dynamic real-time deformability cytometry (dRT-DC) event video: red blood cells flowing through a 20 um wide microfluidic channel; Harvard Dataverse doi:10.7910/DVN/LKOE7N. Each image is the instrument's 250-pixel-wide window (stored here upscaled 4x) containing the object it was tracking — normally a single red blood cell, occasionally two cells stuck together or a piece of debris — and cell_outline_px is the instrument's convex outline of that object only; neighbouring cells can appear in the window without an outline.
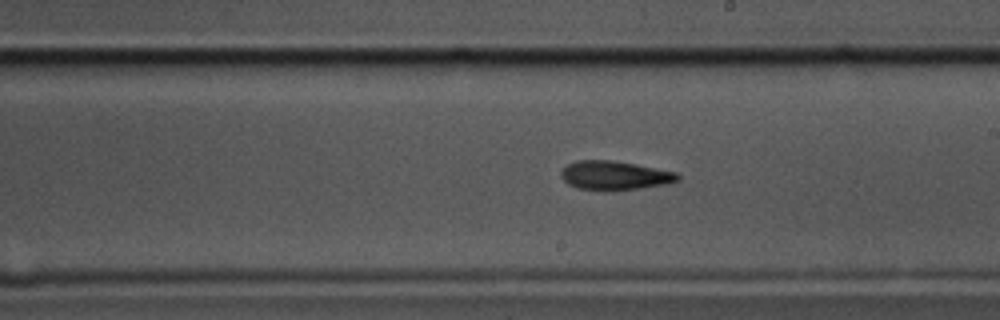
{"species": "common noctule bat (a hibernating species)", "species_latin": "Nyctalus noctula", "temperature_condition": "cold", "stored_images_in_passage": 42, "camera_frame_rate_fps": 3000, "um_per_image_px": 0.085, "animal": {"sex": "male", "body_mass_g": 17.5, "forearm_length_mm": 52.3}, "frame": {"image": 1, "passage_image": 30, "time_ms": 9.667, "image_size_px": [1000, 320], "cell_outline_px": [[680, 180], [668, 184], [612, 192], [576, 188], [568, 184], [560, 176], [560, 172], [568, 164], [576, 160], [608, 160], [636, 164], [676, 172], [680, 176]], "centroid_in_image_um": [52.24, 14.93], "position_along_channel_um": 236.8, "area_um2": 20.0}}
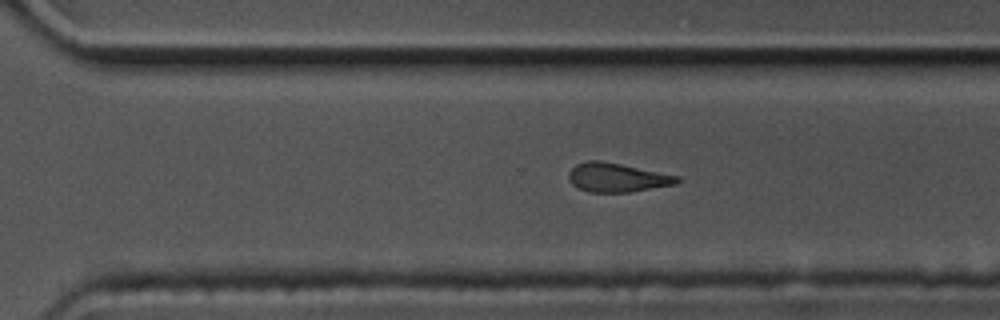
{"frame": {"image": 2, "passage_image": 37, "time_ms": 12.0, "image_size_px": [1000, 320], "cell_outline_px": [[680, 180], [676, 184], [628, 192], [588, 192], [572, 184], [568, 180], [568, 172], [576, 164], [588, 160], [600, 160], [680, 176]], "centroid_in_image_um": [52.42, 15.08], "position_along_channel_um": 318.2, "area_um2": 18.21}}
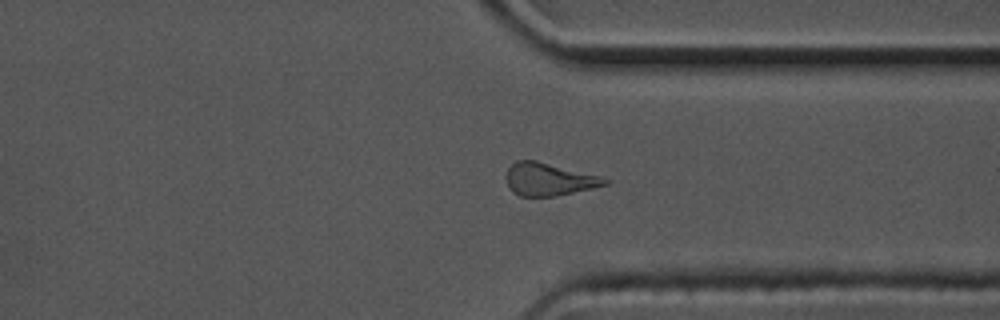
{"frame": {"image": 3, "passage_image": 41, "time_ms": 13.333, "image_size_px": [1000, 320], "cell_outline_px": [[612, 180], [608, 184], [592, 188], [556, 196], [520, 196], [512, 192], [508, 188], [504, 176], [508, 168], [516, 160], [536, 160], [600, 176]], "centroid_in_image_um": [46.62, 15.24], "position_along_channel_um": 364.8, "area_um2": 18.96}, "authors_computed_cell_mechanics": {"area_um2": 18.9873, "velocity_mm_per_s": 3.4873, "shape_relaxation_time_tau1_ms": 8.4275, "shape_relaxation_time_tau2_ms": 8.6663, "deformation_change_tau1": 0.1969, "deformation_change_tau2": 0.2222}}